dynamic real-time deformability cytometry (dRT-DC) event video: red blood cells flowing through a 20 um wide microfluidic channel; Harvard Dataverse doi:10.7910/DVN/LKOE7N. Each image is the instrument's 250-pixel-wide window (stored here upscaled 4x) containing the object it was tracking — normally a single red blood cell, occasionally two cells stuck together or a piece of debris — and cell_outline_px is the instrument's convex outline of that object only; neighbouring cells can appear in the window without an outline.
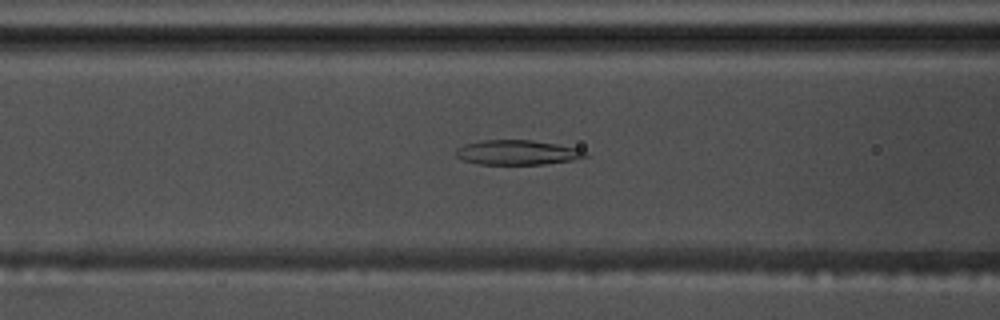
{"species": "common noctule bat (a hibernating species)", "species_latin": "Nyctalus noctula", "temperature_condition": "warm", "stored_images_in_passage": 57, "segment_of_instrument_passage": [1, 2], "camera_frame_rate_fps": 3000, "um_per_image_px": 0.085, "animal": {"sex": "male", "body_mass_g": 17.5, "forearm_length_mm": 52.3}, "frame": {"image": 1, "passage_image": 23, "time_ms": 7.333, "image_size_px": [1000, 320], "cell_outline_px": [[588, 156], [572, 160], [544, 164], [476, 164], [460, 160], [456, 156], [456, 148], [464, 144], [484, 140], [532, 140], [556, 144], [576, 148], [584, 152]], "centroid_in_image_um": [43.89, 12.96], "position_along_channel_um": 122.7, "area_um2": 18.55}}
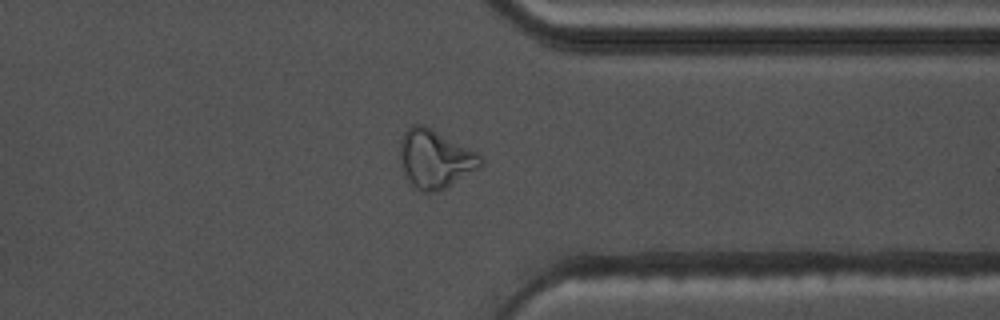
{"frame": {"image": 2, "passage_image": 44, "time_ms": 14.333, "image_size_px": [1000, 320], "cell_outline_px": [[484, 164], [480, 168], [444, 188], [436, 192], [420, 192], [412, 184], [404, 172], [400, 164], [400, 140], [404, 132], [412, 124], [424, 124], [476, 152], [484, 160]], "centroid_in_image_um": [36.97, 13.5], "position_along_channel_um": 374.4, "area_um2": 27.34}}
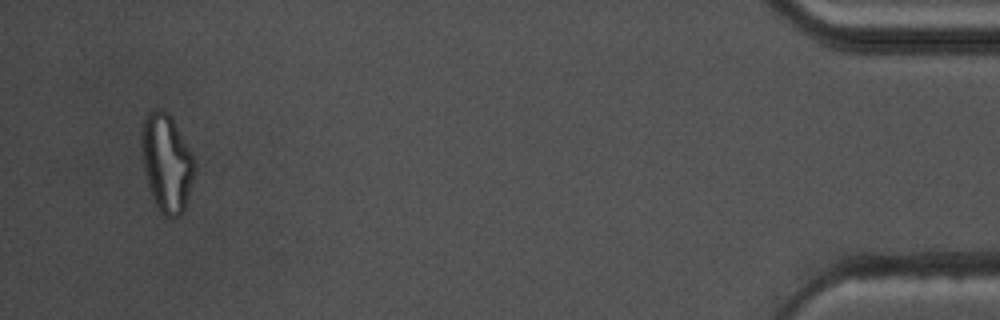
{"frame": {"image": 3, "passage_image": 54, "time_ms": 17.667, "image_size_px": [1000, 320], "cell_outline_px": [[196, 168], [184, 208], [180, 216], [164, 216], [160, 212], [152, 196], [148, 184], [144, 168], [140, 148], [140, 136], [144, 116], [152, 108], [164, 108], [168, 112], [192, 152]], "centroid_in_image_um": [14.14, 13.77], "position_along_channel_um": 421.1, "area_um2": 30.35}}